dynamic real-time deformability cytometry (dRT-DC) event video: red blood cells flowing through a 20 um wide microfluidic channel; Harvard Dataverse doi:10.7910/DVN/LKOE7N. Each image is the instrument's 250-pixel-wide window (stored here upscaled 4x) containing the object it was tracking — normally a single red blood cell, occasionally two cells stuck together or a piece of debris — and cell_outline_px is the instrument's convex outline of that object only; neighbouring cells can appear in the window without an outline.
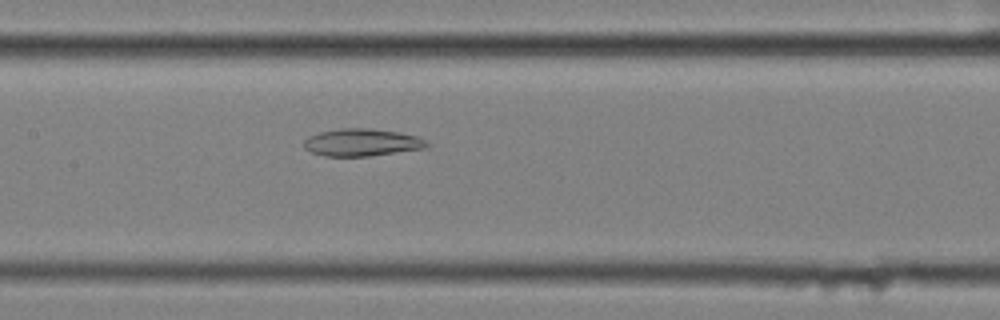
{"species": "common noctule bat (a hibernating species)", "species_latin": "Nyctalus noctula", "temperature_condition": "cold", "stored_images_in_passage": 41, "camera_frame_rate_fps": 3000, "um_per_image_px": 0.085, "animal": {"sex": "female", "body_mass_g": 25.1}, "frame": {"image": 1, "passage_image": 12, "time_ms": 3.667, "image_size_px": [1000, 320], "cell_outline_px": [[432, 144], [424, 148], [368, 156], [324, 156], [312, 152], [304, 148], [304, 140], [308, 136], [320, 132], [340, 128], [372, 128], [396, 132], [416, 136]], "centroid_in_image_um": [30.73, 12.1], "position_along_channel_um": 176.7, "area_um2": 19.48}}
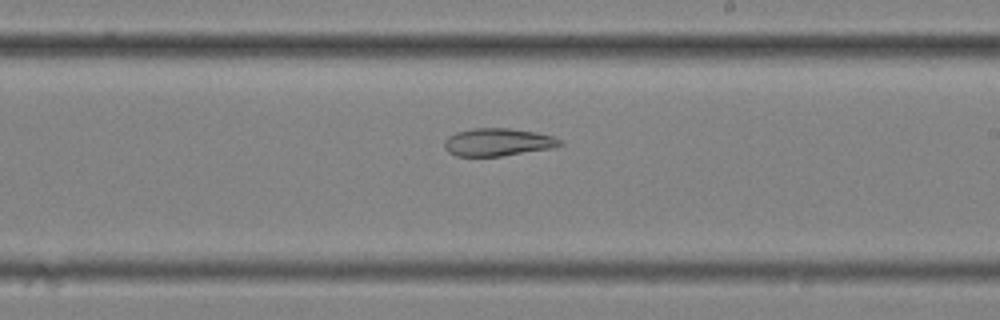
{"frame": {"image": 2, "passage_image": 18, "time_ms": 5.667, "image_size_px": [1000, 320], "cell_outline_px": [[564, 144], [552, 148], [500, 156], [456, 156], [448, 152], [444, 148], [444, 140], [448, 136], [456, 132], [472, 128], [508, 128], [536, 132], [552, 136], [560, 140]], "centroid_in_image_um": [42.28, 12.08], "position_along_channel_um": 246.7, "area_um2": 18.67}}
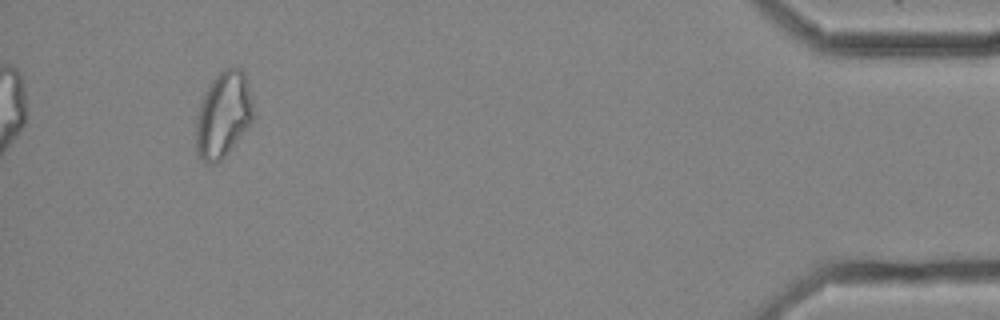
{"frame": {"image": 3, "passage_image": 38, "time_ms": 12.333, "image_size_px": [1000, 320], "cell_outline_px": [[252, 120], [228, 152], [216, 164], [208, 164], [196, 156], [196, 116], [200, 104], [212, 80], [224, 68], [240, 68], [244, 72], [252, 100]], "centroid_in_image_um": [18.94, 9.78], "position_along_channel_um": 416.3, "area_um2": 28.21}}